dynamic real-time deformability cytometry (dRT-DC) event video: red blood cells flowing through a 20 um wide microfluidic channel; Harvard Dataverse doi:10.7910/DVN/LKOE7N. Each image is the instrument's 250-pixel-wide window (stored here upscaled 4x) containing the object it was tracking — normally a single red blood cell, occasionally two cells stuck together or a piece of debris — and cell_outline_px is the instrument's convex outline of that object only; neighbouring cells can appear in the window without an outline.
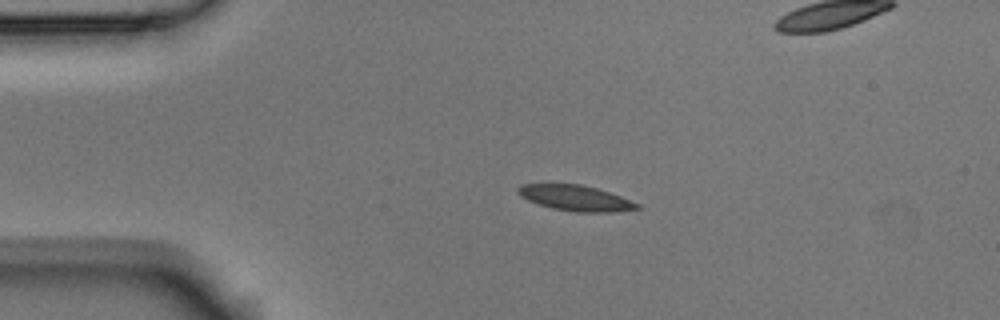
{"species": "Egyptian fruit bat (a non-hibernating species)", "species_latin": "Rousettus aegyptiacus", "temperature_condition": "room temperature", "stored_images_in_passage": 5, "camera_frame_rate_fps": 3000, "um_per_image_px": 0.085, "animal": {"sex": "male"}, "frame": {"image": 1, "passage_image": 3, "time_ms": 0.667, "image_size_px": [1000, 320], "cell_outline_px": [[640, 208], [616, 212], [576, 212], [552, 208], [528, 200], [520, 196], [516, 192], [516, 188], [520, 184], [548, 180], [580, 184], [596, 188], [620, 196], [640, 204]], "centroid_in_image_um": [48.8, 16.77], "position_along_channel_um": 36.2, "area_um2": 18.55}}